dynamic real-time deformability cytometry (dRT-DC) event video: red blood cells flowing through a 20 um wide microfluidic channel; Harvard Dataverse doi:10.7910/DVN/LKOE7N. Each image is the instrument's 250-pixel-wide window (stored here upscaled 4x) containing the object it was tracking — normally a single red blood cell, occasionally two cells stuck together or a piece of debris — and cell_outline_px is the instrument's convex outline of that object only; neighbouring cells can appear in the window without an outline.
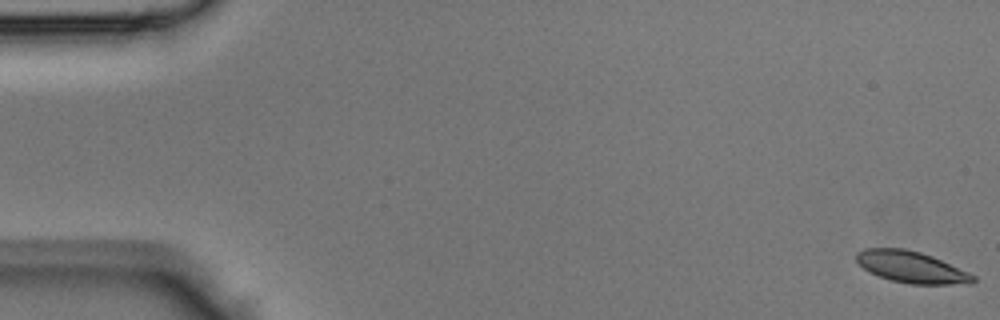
{"species": "Egyptian fruit bat (a non-hibernating species)", "species_latin": "Rousettus aegyptiacus", "temperature_condition": "room temperature", "stored_images_in_passage": 45, "camera_frame_rate_fps": 3000, "um_per_image_px": 0.085, "animal": {"sex": "male"}, "frame": {"image": 1, "passage_image": 1, "time_ms": 0.0, "image_size_px": [1000, 320], "cell_outline_px": [[976, 280], [972, 284], [908, 284], [892, 280], [880, 276], [864, 268], [856, 260], [856, 252], [864, 248], [904, 248], [920, 252], [932, 256], [968, 272], [976, 276]], "centroid_in_image_um": [77.49, 22.7], "position_along_channel_um": 7.5, "area_um2": 21.33}}
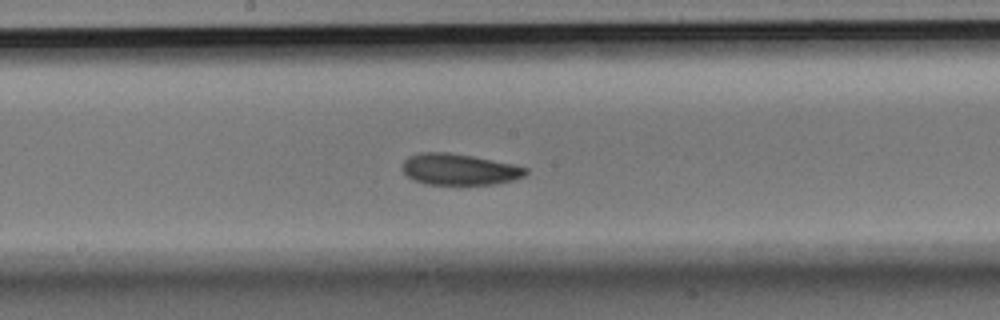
{"frame": {"image": 2, "passage_image": 24, "time_ms": 7.667, "image_size_px": [1000, 320], "cell_outline_px": [[528, 172], [524, 176], [512, 180], [496, 184], [424, 184], [408, 176], [400, 168], [404, 160], [408, 156], [420, 152], [448, 152], [472, 156], [512, 164], [528, 168]], "centroid_in_image_um": [39.01, 14.39], "position_along_channel_um": 209.2, "area_um2": 22.43}}
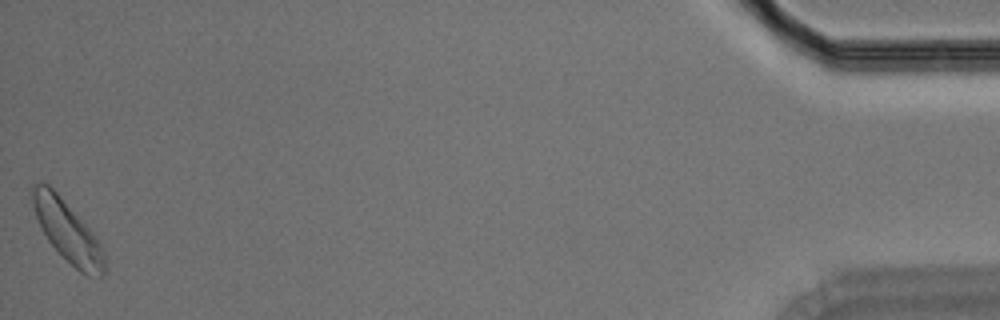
{"frame": {"image": 3, "passage_image": 45, "time_ms": 14.667, "image_size_px": [1000, 320], "cell_outline_px": [[108, 268], [104, 276], [88, 276], [80, 272], [48, 240], [36, 216], [32, 204], [32, 184], [48, 184], [56, 192], [92, 232], [100, 244], [104, 252]], "centroid_in_image_um": [5.79, 19.71], "position_along_channel_um": 429.4, "area_um2": 24.91}}